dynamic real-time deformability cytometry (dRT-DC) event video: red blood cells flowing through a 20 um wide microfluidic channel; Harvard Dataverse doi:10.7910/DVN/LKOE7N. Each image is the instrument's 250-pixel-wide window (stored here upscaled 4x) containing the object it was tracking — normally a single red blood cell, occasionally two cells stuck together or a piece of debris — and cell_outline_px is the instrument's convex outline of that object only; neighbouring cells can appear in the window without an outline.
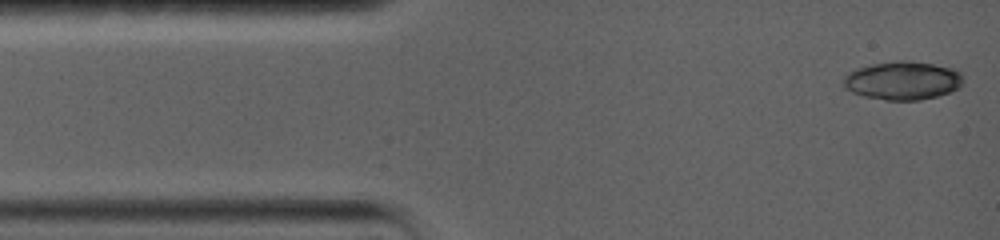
{"species": "common noctule bat (a hibernating species)", "species_latin": "Nyctalus noctula", "temperature_condition": "warm", "stored_images_in_passage": 10, "camera_frame_rate_fps": 5000, "um_per_image_px": 0.085, "animal": {"sex": "female", "body_mass_g": 19.0, "forearm_length_mm": 56.7}, "frame": {"image": 1, "passage_image": 1, "time_ms": 0.0, "image_size_px": [1000, 240], "cell_outline_px": [[964, 84], [960, 88], [936, 96], [920, 100], [884, 100], [864, 96], [852, 92], [844, 88], [844, 76], [848, 72], [856, 68], [872, 64], [896, 60], [912, 60], [952, 68], [960, 72], [964, 76]], "centroid_in_image_um": [76.74, 6.84], "position_along_channel_um": 8.3, "area_um2": 27.11}}
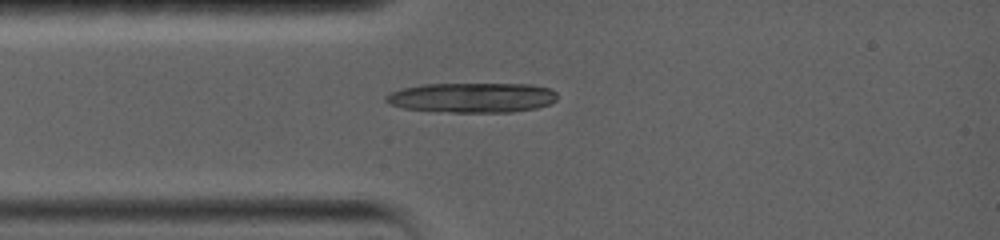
{"frame": {"image": 2, "passage_image": 10, "time_ms": 3.0, "image_size_px": [1000, 240], "cell_outline_px": [[556, 100], [548, 104], [536, 108], [512, 112], [452, 112], [404, 108], [388, 104], [384, 100], [384, 96], [392, 92], [404, 88], [420, 84], [532, 84], [552, 88], [556, 92]], "centroid_in_image_um": [40.14, 8.29], "position_along_channel_um": 44.9, "area_um2": 29.88}}